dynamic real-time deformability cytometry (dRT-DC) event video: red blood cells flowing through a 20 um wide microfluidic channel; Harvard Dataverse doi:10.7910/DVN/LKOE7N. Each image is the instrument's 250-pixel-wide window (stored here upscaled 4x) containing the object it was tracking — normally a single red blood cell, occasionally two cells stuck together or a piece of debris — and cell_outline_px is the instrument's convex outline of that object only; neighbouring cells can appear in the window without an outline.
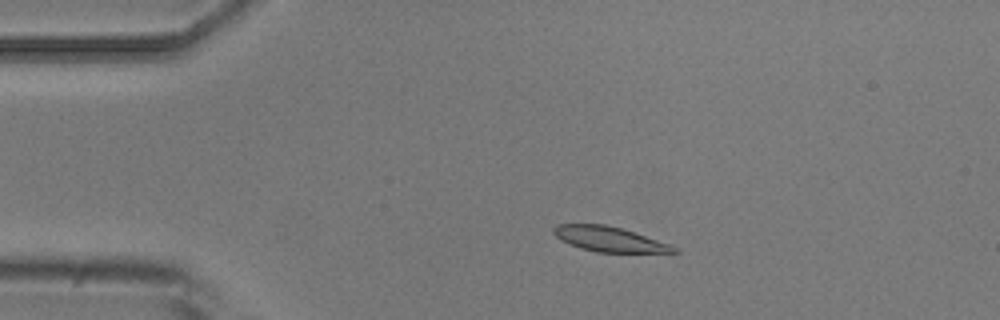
{"species": "common noctule bat (a hibernating species)", "species_latin": "Nyctalus noctula", "temperature_condition": "room temperature", "stored_images_in_passage": 8, "camera_frame_rate_fps": 3000, "um_per_image_px": 0.085, "animal": {"sex": "male", "body_mass_g": 20.5, "forearm_length_mm": 52.5}, "frame": {"image": 1, "passage_image": 2, "time_ms": 1.333, "image_size_px": [1000, 320], "cell_outline_px": [[680, 252], [596, 252], [580, 248], [560, 240], [552, 232], [552, 228], [556, 224], [604, 224], [620, 228], [668, 244], [676, 248]], "centroid_in_image_um": [51.69, 20.32], "position_along_channel_um": 33.3, "area_um2": 17.11}}
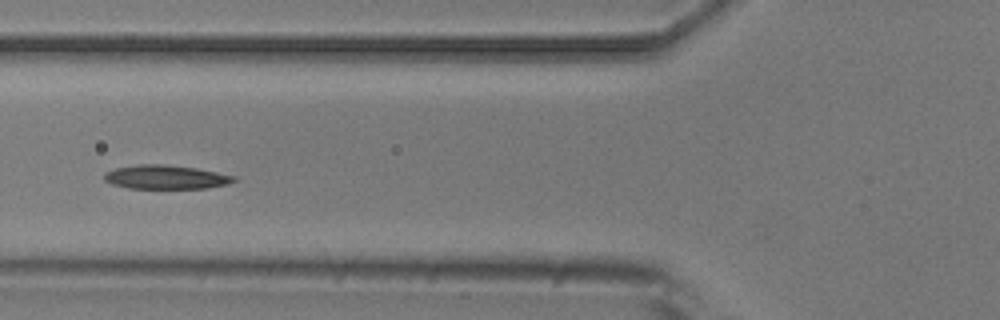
{"frame": {"image": 2, "passage_image": 5, "time_ms": 4.667, "image_size_px": [1000, 320], "cell_outline_px": [[236, 180], [228, 184], [208, 188], [128, 188], [112, 184], [104, 180], [104, 176], [108, 172], [116, 168], [140, 164], [164, 164], [196, 168], [236, 176]], "centroid_in_image_um": [14.12, 15.05], "position_along_channel_um": 111.7, "area_um2": 17.92}}
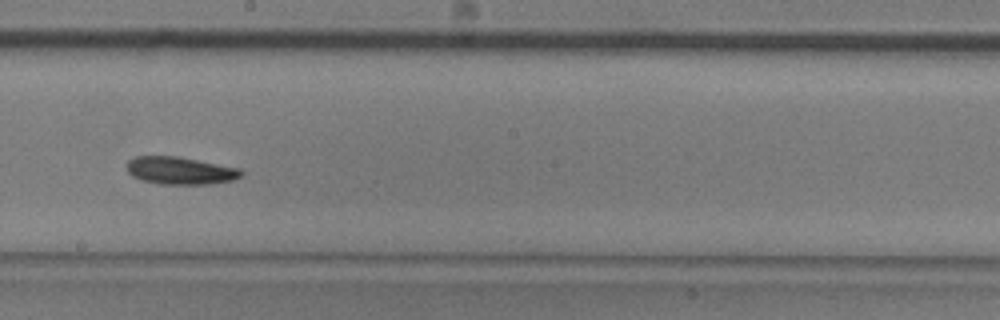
{"frame": {"image": 3, "passage_image": 8, "time_ms": 8.0, "image_size_px": [1000, 320], "cell_outline_px": [[244, 176], [232, 180], [212, 184], [160, 184], [140, 180], [132, 176], [128, 172], [124, 164], [128, 160], [136, 156], [176, 156], [240, 168], [244, 172]], "centroid_in_image_um": [15.3, 14.5], "position_along_channel_um": 232.9, "area_um2": 18.61}}